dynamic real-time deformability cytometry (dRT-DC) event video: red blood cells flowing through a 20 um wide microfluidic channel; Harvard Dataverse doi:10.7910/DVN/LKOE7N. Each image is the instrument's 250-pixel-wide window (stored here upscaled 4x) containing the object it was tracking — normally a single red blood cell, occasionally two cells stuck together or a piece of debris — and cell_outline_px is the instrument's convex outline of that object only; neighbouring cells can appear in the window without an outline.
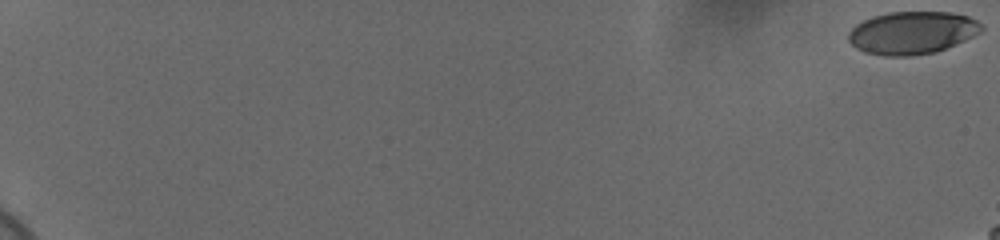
{"species": "human", "species_latin": "Homo sapiens", "temperature_condition": "cold", "stored_images_in_passage": 21, "camera_frame_rate_fps": 3000, "um_per_image_px": 0.085, "donor": {"sex": "female"}, "frame": {"image": 1, "passage_image": 1, "time_ms": 0.0, "image_size_px": [1000, 240], "cell_outline_px": [[984, 28], [980, 32], [964, 40], [936, 52], [912, 56], [884, 56], [864, 52], [856, 48], [848, 40], [848, 32], [856, 24], [872, 16], [888, 12], [952, 12], [968, 16], [976, 20]], "centroid_in_image_um": [77.5, 2.78], "position_along_channel_um": 7.5, "area_um2": 33.12}}
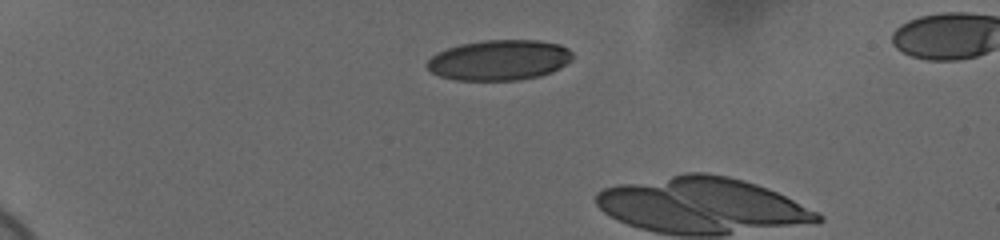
{"frame": {"image": 2, "passage_image": 18, "time_ms": 5.667, "image_size_px": [1000, 240], "cell_outline_px": [[572, 60], [560, 68], [552, 72], [540, 76], [516, 80], [456, 80], [440, 76], [432, 72], [424, 64], [436, 52], [460, 44], [484, 40], [536, 40], [560, 44], [568, 48], [572, 52]], "centroid_in_image_um": [42.44, 5.1], "position_along_channel_um": 42.6, "area_um2": 34.39}}